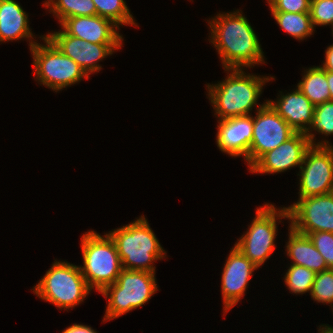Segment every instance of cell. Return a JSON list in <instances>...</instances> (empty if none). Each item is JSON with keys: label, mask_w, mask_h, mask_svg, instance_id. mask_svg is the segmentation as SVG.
Masks as SVG:
<instances>
[{"label": "cell", "mask_w": 333, "mask_h": 333, "mask_svg": "<svg viewBox=\"0 0 333 333\" xmlns=\"http://www.w3.org/2000/svg\"><path fill=\"white\" fill-rule=\"evenodd\" d=\"M208 22L209 42L215 46L224 69L251 68L265 63L259 39L241 10L219 13Z\"/></svg>", "instance_id": "obj_1"}, {"label": "cell", "mask_w": 333, "mask_h": 333, "mask_svg": "<svg viewBox=\"0 0 333 333\" xmlns=\"http://www.w3.org/2000/svg\"><path fill=\"white\" fill-rule=\"evenodd\" d=\"M244 68L224 69L230 75L218 84L207 85L209 100L219 120L247 116L262 93L263 86L274 77L246 74Z\"/></svg>", "instance_id": "obj_2"}, {"label": "cell", "mask_w": 333, "mask_h": 333, "mask_svg": "<svg viewBox=\"0 0 333 333\" xmlns=\"http://www.w3.org/2000/svg\"><path fill=\"white\" fill-rule=\"evenodd\" d=\"M108 234L116 245L123 269L155 273L153 263L166 258L144 215Z\"/></svg>", "instance_id": "obj_3"}, {"label": "cell", "mask_w": 333, "mask_h": 333, "mask_svg": "<svg viewBox=\"0 0 333 333\" xmlns=\"http://www.w3.org/2000/svg\"><path fill=\"white\" fill-rule=\"evenodd\" d=\"M83 266H80L88 287L100 293L114 284L122 271V262L116 245L109 234L99 235L88 231L81 236Z\"/></svg>", "instance_id": "obj_4"}, {"label": "cell", "mask_w": 333, "mask_h": 333, "mask_svg": "<svg viewBox=\"0 0 333 333\" xmlns=\"http://www.w3.org/2000/svg\"><path fill=\"white\" fill-rule=\"evenodd\" d=\"M90 291L80 266L56 260L33 287L36 296L63 310L80 305Z\"/></svg>", "instance_id": "obj_5"}, {"label": "cell", "mask_w": 333, "mask_h": 333, "mask_svg": "<svg viewBox=\"0 0 333 333\" xmlns=\"http://www.w3.org/2000/svg\"><path fill=\"white\" fill-rule=\"evenodd\" d=\"M155 273L122 269L116 282L100 293L108 298L103 321L112 320L144 305L157 292Z\"/></svg>", "instance_id": "obj_6"}, {"label": "cell", "mask_w": 333, "mask_h": 333, "mask_svg": "<svg viewBox=\"0 0 333 333\" xmlns=\"http://www.w3.org/2000/svg\"><path fill=\"white\" fill-rule=\"evenodd\" d=\"M46 43H35L31 48L36 79L57 92L80 82L82 78L89 79L86 72L73 59L64 55L47 37L40 36Z\"/></svg>", "instance_id": "obj_7"}, {"label": "cell", "mask_w": 333, "mask_h": 333, "mask_svg": "<svg viewBox=\"0 0 333 333\" xmlns=\"http://www.w3.org/2000/svg\"><path fill=\"white\" fill-rule=\"evenodd\" d=\"M277 218L289 219L288 209L278 210L273 204L260 206L246 234L234 245L257 267L262 266L276 248Z\"/></svg>", "instance_id": "obj_8"}, {"label": "cell", "mask_w": 333, "mask_h": 333, "mask_svg": "<svg viewBox=\"0 0 333 333\" xmlns=\"http://www.w3.org/2000/svg\"><path fill=\"white\" fill-rule=\"evenodd\" d=\"M257 107L256 117H253L251 146L245 158L249 168L263 154L275 149L295 133L267 101Z\"/></svg>", "instance_id": "obj_9"}, {"label": "cell", "mask_w": 333, "mask_h": 333, "mask_svg": "<svg viewBox=\"0 0 333 333\" xmlns=\"http://www.w3.org/2000/svg\"><path fill=\"white\" fill-rule=\"evenodd\" d=\"M298 174L299 198L333 192V146H310Z\"/></svg>", "instance_id": "obj_10"}, {"label": "cell", "mask_w": 333, "mask_h": 333, "mask_svg": "<svg viewBox=\"0 0 333 333\" xmlns=\"http://www.w3.org/2000/svg\"><path fill=\"white\" fill-rule=\"evenodd\" d=\"M286 208L291 222L289 227L296 232L304 235L318 231L333 233V192L299 198Z\"/></svg>", "instance_id": "obj_11"}, {"label": "cell", "mask_w": 333, "mask_h": 333, "mask_svg": "<svg viewBox=\"0 0 333 333\" xmlns=\"http://www.w3.org/2000/svg\"><path fill=\"white\" fill-rule=\"evenodd\" d=\"M64 55L73 59L89 76L99 72L102 66L98 64L114 50L122 48V44H97L86 42L80 38L68 35L64 30L45 35Z\"/></svg>", "instance_id": "obj_12"}, {"label": "cell", "mask_w": 333, "mask_h": 333, "mask_svg": "<svg viewBox=\"0 0 333 333\" xmlns=\"http://www.w3.org/2000/svg\"><path fill=\"white\" fill-rule=\"evenodd\" d=\"M311 146L305 133L295 132L275 149L263 154L250 168L252 173L274 174L301 166L307 149Z\"/></svg>", "instance_id": "obj_13"}, {"label": "cell", "mask_w": 333, "mask_h": 333, "mask_svg": "<svg viewBox=\"0 0 333 333\" xmlns=\"http://www.w3.org/2000/svg\"><path fill=\"white\" fill-rule=\"evenodd\" d=\"M222 271L221 287L224 314L244 296L252 272L258 269L234 246L228 255Z\"/></svg>", "instance_id": "obj_14"}, {"label": "cell", "mask_w": 333, "mask_h": 333, "mask_svg": "<svg viewBox=\"0 0 333 333\" xmlns=\"http://www.w3.org/2000/svg\"><path fill=\"white\" fill-rule=\"evenodd\" d=\"M60 26L71 36L97 44H122L119 27L111 20L95 16H77L65 19Z\"/></svg>", "instance_id": "obj_15"}, {"label": "cell", "mask_w": 333, "mask_h": 333, "mask_svg": "<svg viewBox=\"0 0 333 333\" xmlns=\"http://www.w3.org/2000/svg\"><path fill=\"white\" fill-rule=\"evenodd\" d=\"M216 142L218 148L232 157L249 154L253 136V117L250 115L219 120Z\"/></svg>", "instance_id": "obj_16"}, {"label": "cell", "mask_w": 333, "mask_h": 333, "mask_svg": "<svg viewBox=\"0 0 333 333\" xmlns=\"http://www.w3.org/2000/svg\"><path fill=\"white\" fill-rule=\"evenodd\" d=\"M273 109L295 132L307 133L313 123L315 106L297 87L292 93L282 95L278 100H267Z\"/></svg>", "instance_id": "obj_17"}, {"label": "cell", "mask_w": 333, "mask_h": 333, "mask_svg": "<svg viewBox=\"0 0 333 333\" xmlns=\"http://www.w3.org/2000/svg\"><path fill=\"white\" fill-rule=\"evenodd\" d=\"M28 15L14 0H0V42L30 38V48L36 43L28 25Z\"/></svg>", "instance_id": "obj_18"}, {"label": "cell", "mask_w": 333, "mask_h": 333, "mask_svg": "<svg viewBox=\"0 0 333 333\" xmlns=\"http://www.w3.org/2000/svg\"><path fill=\"white\" fill-rule=\"evenodd\" d=\"M289 228V241H287L286 249L287 255L293 261L291 264L304 266L316 274L328 270L323 256L316 249L309 236Z\"/></svg>", "instance_id": "obj_19"}, {"label": "cell", "mask_w": 333, "mask_h": 333, "mask_svg": "<svg viewBox=\"0 0 333 333\" xmlns=\"http://www.w3.org/2000/svg\"><path fill=\"white\" fill-rule=\"evenodd\" d=\"M304 73L302 81L297 84L300 91L314 106L329 101L327 71L321 66H315L306 69Z\"/></svg>", "instance_id": "obj_20"}, {"label": "cell", "mask_w": 333, "mask_h": 333, "mask_svg": "<svg viewBox=\"0 0 333 333\" xmlns=\"http://www.w3.org/2000/svg\"><path fill=\"white\" fill-rule=\"evenodd\" d=\"M277 24L289 35L298 40L310 37L314 33V27L310 12L288 13L271 12Z\"/></svg>", "instance_id": "obj_21"}, {"label": "cell", "mask_w": 333, "mask_h": 333, "mask_svg": "<svg viewBox=\"0 0 333 333\" xmlns=\"http://www.w3.org/2000/svg\"><path fill=\"white\" fill-rule=\"evenodd\" d=\"M43 5L50 8L49 12H53L60 24L71 17L97 15L92 0H48Z\"/></svg>", "instance_id": "obj_22"}, {"label": "cell", "mask_w": 333, "mask_h": 333, "mask_svg": "<svg viewBox=\"0 0 333 333\" xmlns=\"http://www.w3.org/2000/svg\"><path fill=\"white\" fill-rule=\"evenodd\" d=\"M312 129L326 136L333 134V101H326L315 106L313 123L306 133V137L312 146H330L329 141L326 140L315 143V135L312 134Z\"/></svg>", "instance_id": "obj_23"}, {"label": "cell", "mask_w": 333, "mask_h": 333, "mask_svg": "<svg viewBox=\"0 0 333 333\" xmlns=\"http://www.w3.org/2000/svg\"><path fill=\"white\" fill-rule=\"evenodd\" d=\"M95 4L97 15L111 20L115 25L138 26L124 0H92Z\"/></svg>", "instance_id": "obj_24"}, {"label": "cell", "mask_w": 333, "mask_h": 333, "mask_svg": "<svg viewBox=\"0 0 333 333\" xmlns=\"http://www.w3.org/2000/svg\"><path fill=\"white\" fill-rule=\"evenodd\" d=\"M315 275V272L304 266L290 264L284 276V282L290 292L304 294L311 291Z\"/></svg>", "instance_id": "obj_25"}, {"label": "cell", "mask_w": 333, "mask_h": 333, "mask_svg": "<svg viewBox=\"0 0 333 333\" xmlns=\"http://www.w3.org/2000/svg\"><path fill=\"white\" fill-rule=\"evenodd\" d=\"M310 295L314 301L327 303L333 307V269H328L315 275Z\"/></svg>", "instance_id": "obj_26"}, {"label": "cell", "mask_w": 333, "mask_h": 333, "mask_svg": "<svg viewBox=\"0 0 333 333\" xmlns=\"http://www.w3.org/2000/svg\"><path fill=\"white\" fill-rule=\"evenodd\" d=\"M310 17L313 27L332 25L333 28V0H311Z\"/></svg>", "instance_id": "obj_27"}, {"label": "cell", "mask_w": 333, "mask_h": 333, "mask_svg": "<svg viewBox=\"0 0 333 333\" xmlns=\"http://www.w3.org/2000/svg\"><path fill=\"white\" fill-rule=\"evenodd\" d=\"M314 246L323 256L328 269H333V233L327 231L308 234Z\"/></svg>", "instance_id": "obj_28"}, {"label": "cell", "mask_w": 333, "mask_h": 333, "mask_svg": "<svg viewBox=\"0 0 333 333\" xmlns=\"http://www.w3.org/2000/svg\"><path fill=\"white\" fill-rule=\"evenodd\" d=\"M310 3L311 0H275L269 8L271 12H310Z\"/></svg>", "instance_id": "obj_29"}, {"label": "cell", "mask_w": 333, "mask_h": 333, "mask_svg": "<svg viewBox=\"0 0 333 333\" xmlns=\"http://www.w3.org/2000/svg\"><path fill=\"white\" fill-rule=\"evenodd\" d=\"M62 333H97L90 326L82 324H73L62 331Z\"/></svg>", "instance_id": "obj_30"}, {"label": "cell", "mask_w": 333, "mask_h": 333, "mask_svg": "<svg viewBox=\"0 0 333 333\" xmlns=\"http://www.w3.org/2000/svg\"><path fill=\"white\" fill-rule=\"evenodd\" d=\"M321 67L326 71L333 72V44L325 50V62Z\"/></svg>", "instance_id": "obj_31"}, {"label": "cell", "mask_w": 333, "mask_h": 333, "mask_svg": "<svg viewBox=\"0 0 333 333\" xmlns=\"http://www.w3.org/2000/svg\"><path fill=\"white\" fill-rule=\"evenodd\" d=\"M327 81L330 92L329 101H333V72L327 71Z\"/></svg>", "instance_id": "obj_32"}, {"label": "cell", "mask_w": 333, "mask_h": 333, "mask_svg": "<svg viewBox=\"0 0 333 333\" xmlns=\"http://www.w3.org/2000/svg\"><path fill=\"white\" fill-rule=\"evenodd\" d=\"M323 326V327H322ZM322 327V328H321ZM320 331L319 333H333V327L332 326H329L328 324L327 325H321L319 327V330Z\"/></svg>", "instance_id": "obj_33"}, {"label": "cell", "mask_w": 333, "mask_h": 333, "mask_svg": "<svg viewBox=\"0 0 333 333\" xmlns=\"http://www.w3.org/2000/svg\"><path fill=\"white\" fill-rule=\"evenodd\" d=\"M267 1H268L269 6H270L275 0H267Z\"/></svg>", "instance_id": "obj_34"}]
</instances>
